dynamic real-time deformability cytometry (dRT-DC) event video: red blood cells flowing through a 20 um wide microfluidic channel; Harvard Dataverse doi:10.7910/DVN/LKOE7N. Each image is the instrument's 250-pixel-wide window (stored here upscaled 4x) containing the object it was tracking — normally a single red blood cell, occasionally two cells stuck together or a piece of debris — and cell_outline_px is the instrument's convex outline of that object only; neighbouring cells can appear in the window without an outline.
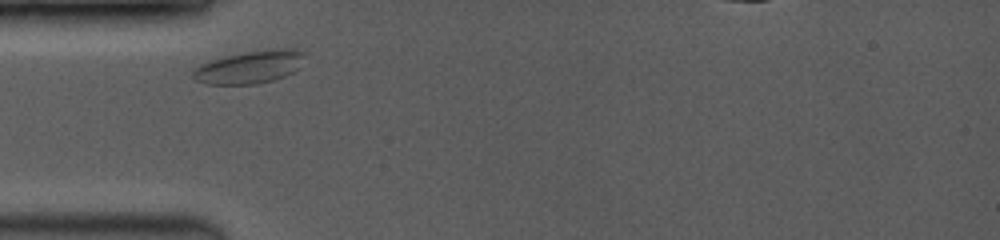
{"species": "common noctule bat (a hibernating species)", "species_latin": "Nyctalus noctula", "temperature_condition": "room temperature", "stored_images_in_passage": 2, "camera_frame_rate_fps": 3500, "um_per_image_px": 0.085, "animal": {"sex": "female", "body_mass_g": 19.0, "forearm_length_mm": 53.3}, "frame": {"image": 1, "passage_image": 1, "time_ms": 0.0, "image_size_px": [1000, 240], "cell_outline_px": [[304, 56], [300, 68], [284, 76], [272, 80], [256, 84], [204, 84], [196, 80], [192, 76], [192, 72], [200, 64], [212, 60], [244, 52], [272, 48], [292, 48], [304, 52]], "centroid_in_image_um": [21.24, 5.69], "position_along_channel_um": 63.8, "area_um2": 21.27}}
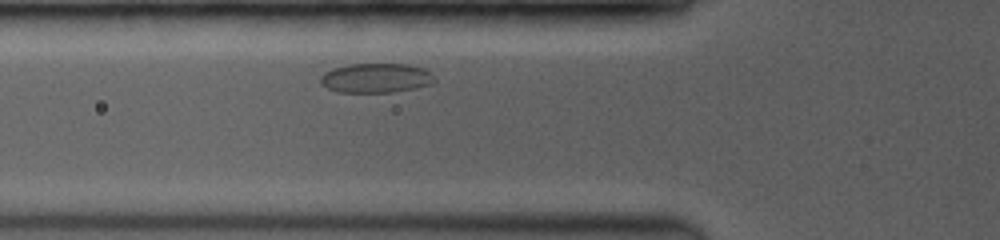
{"frame": {"image": 2, "passage_image": 2, "time_ms": 0.857, "image_size_px": [1000, 240], "cell_outline_px": [[436, 80], [432, 84], [416, 88], [392, 92], [336, 92], [320, 84], [320, 76], [324, 72], [332, 68], [348, 64], [408, 64], [424, 68], [432, 72]], "centroid_in_image_um": [31.97, 6.63], "position_along_channel_um": 93.8, "area_um2": 19.88}}